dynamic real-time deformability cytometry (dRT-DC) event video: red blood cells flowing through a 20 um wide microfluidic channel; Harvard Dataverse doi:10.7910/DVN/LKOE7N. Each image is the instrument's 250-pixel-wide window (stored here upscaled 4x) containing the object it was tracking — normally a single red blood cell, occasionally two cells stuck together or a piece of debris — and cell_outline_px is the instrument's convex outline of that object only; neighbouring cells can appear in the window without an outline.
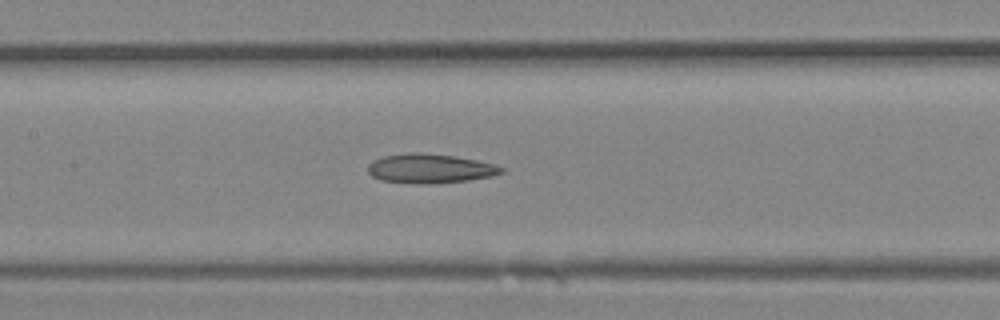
{"species": "Egyptian fruit bat (a non-hibernating species)", "species_latin": "Rousettus aegyptiacus", "temperature_condition": "room temperature", "stored_images_in_passage": 17, "camera_frame_rate_fps": 3000, "um_per_image_px": 0.085, "animal": {"sex": "female"}, "frame": {"image": 1, "passage_image": 12, "time_ms": 3.667, "image_size_px": [1000, 320], "cell_outline_px": [[504, 172], [492, 176], [468, 180], [424, 184], [416, 184], [380, 180], [372, 176], [368, 172], [368, 164], [372, 160], [384, 156], [412, 152], [420, 152], [456, 156], [496, 164], [504, 168]], "centroid_in_image_um": [36.54, 14.32], "position_along_channel_um": 170.9, "area_um2": 22.89}}
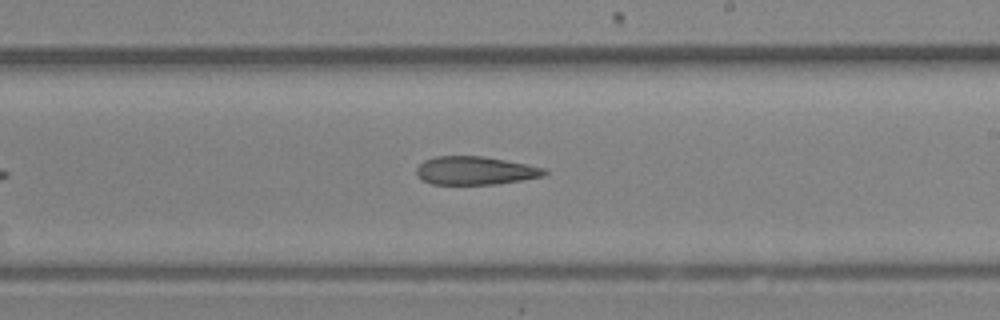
{"frame": {"image": 2, "passage_image": 15, "time_ms": 4.667, "image_size_px": [1000, 320], "cell_outline_px": [[548, 172], [544, 176], [496, 184], [432, 184], [420, 180], [416, 176], [416, 168], [424, 160], [436, 156], [484, 156], [528, 164], [544, 168]], "centroid_in_image_um": [40.36, 14.5], "position_along_channel_um": 248.6, "area_um2": 21.21}}
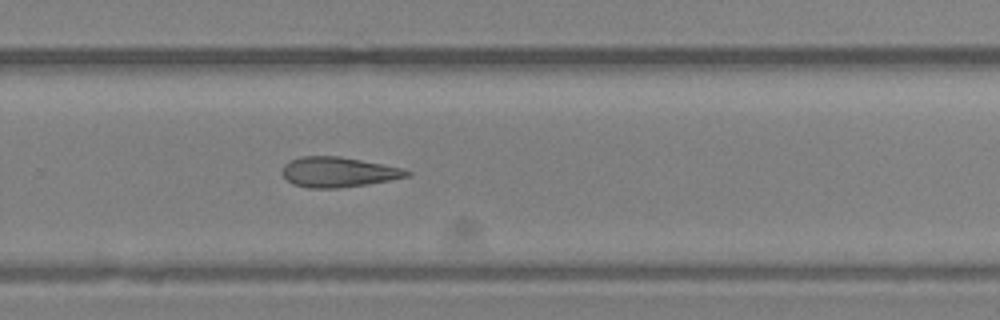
{"frame": {"image": 3, "passage_image": 17, "time_ms": 5.333, "image_size_px": [1000, 320], "cell_outline_px": [[412, 172], [408, 176], [368, 184], [336, 188], [308, 188], [292, 184], [280, 172], [284, 164], [300, 156], [340, 156], [384, 164], [404, 168]], "centroid_in_image_um": [28.74, 14.62], "position_along_channel_um": 301.1, "area_um2": 21.91}}